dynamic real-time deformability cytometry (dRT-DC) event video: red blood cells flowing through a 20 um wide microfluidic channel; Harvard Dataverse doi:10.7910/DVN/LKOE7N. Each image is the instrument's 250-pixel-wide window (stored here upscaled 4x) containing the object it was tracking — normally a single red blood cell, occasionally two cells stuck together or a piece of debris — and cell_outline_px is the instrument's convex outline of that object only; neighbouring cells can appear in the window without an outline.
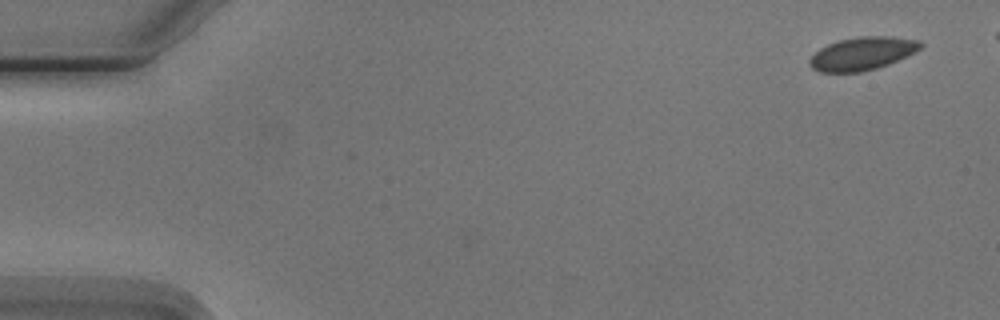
{"species": "Egyptian fruit bat (a non-hibernating species)", "species_latin": "Rousettus aegyptiacus", "temperature_condition": "cold", "stored_images_in_passage": 6, "camera_frame_rate_fps": 3000, "um_per_image_px": 0.085, "animal": {"sex": "male"}, "frame": {"image": 1, "passage_image": 1, "time_ms": 0.0, "image_size_px": [1000, 320], "cell_outline_px": [[924, 44], [916, 52], [888, 64], [876, 68], [860, 72], [820, 72], [812, 68], [808, 64], [808, 60], [820, 48], [828, 44], [840, 40], [860, 36], [892, 36], [920, 40]], "centroid_in_image_um": [73.31, 4.54], "position_along_channel_um": 11.7, "area_um2": 21.39}}